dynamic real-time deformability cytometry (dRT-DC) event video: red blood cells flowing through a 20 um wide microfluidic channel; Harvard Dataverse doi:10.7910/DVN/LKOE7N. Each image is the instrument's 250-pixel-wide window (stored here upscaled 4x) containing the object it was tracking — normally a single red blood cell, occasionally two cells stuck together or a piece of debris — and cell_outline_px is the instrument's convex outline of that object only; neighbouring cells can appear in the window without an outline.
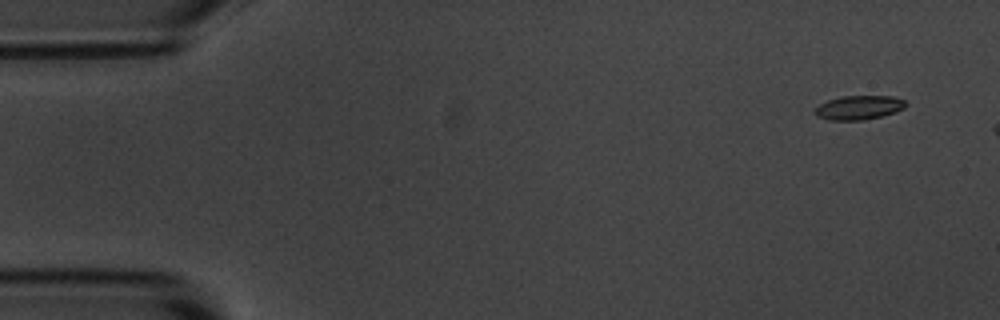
{"species": "common noctule bat (a hibernating species)", "species_latin": "Nyctalus noctula", "temperature_condition": "room temperature", "stored_images_in_passage": 3, "camera_frame_rate_fps": 3000, "um_per_image_px": 0.085, "animal": {"sex": "male", "body_mass_g": 20.1, "forearm_length_mm": 53.5}, "frame": {"image": 1, "passage_image": 1, "time_ms": 0.0, "image_size_px": [1000, 320], "cell_outline_px": [[904, 108], [896, 112], [864, 120], [828, 120], [816, 116], [812, 112], [820, 104], [828, 100], [840, 96], [892, 96], [904, 100]], "centroid_in_image_um": [72.95, 9.14], "position_along_channel_um": 12.0, "area_um2": 12.72}}